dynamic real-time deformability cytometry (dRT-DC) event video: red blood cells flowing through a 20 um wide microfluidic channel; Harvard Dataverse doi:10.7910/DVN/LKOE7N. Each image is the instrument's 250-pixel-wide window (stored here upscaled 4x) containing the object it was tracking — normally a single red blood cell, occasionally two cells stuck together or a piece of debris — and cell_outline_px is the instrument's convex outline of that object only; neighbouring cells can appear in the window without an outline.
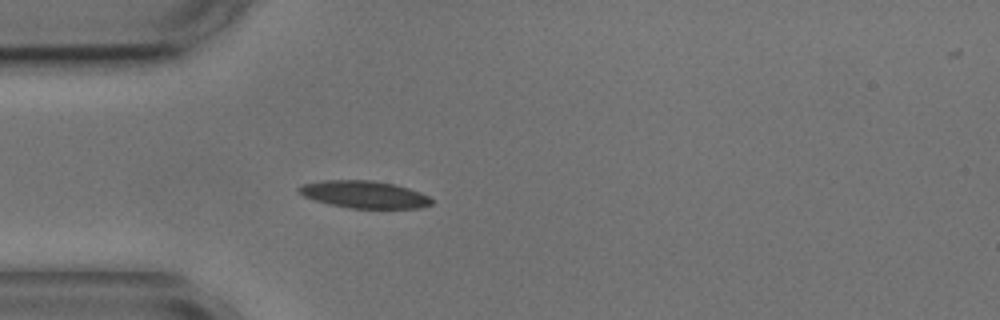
{"species": "common noctule bat (a hibernating species)", "species_latin": "Nyctalus noctula", "temperature_condition": "cold", "stored_images_in_passage": 2, "camera_frame_rate_fps": 3000, "um_per_image_px": 0.085, "animal": {"sex": "male", "body_mass_g": 17.9, "forearm_length_mm": 54.2}, "frame": {"image": 1, "passage_image": 1, "time_ms": 0.0, "image_size_px": [1000, 320], "cell_outline_px": [[432, 204], [420, 208], [348, 208], [316, 200], [304, 196], [296, 192], [296, 188], [300, 184], [324, 180], [372, 180], [396, 184], [420, 192], [428, 196], [432, 200]], "centroid_in_image_um": [30.93, 16.52], "position_along_channel_um": 54.1, "area_um2": 21.15}}